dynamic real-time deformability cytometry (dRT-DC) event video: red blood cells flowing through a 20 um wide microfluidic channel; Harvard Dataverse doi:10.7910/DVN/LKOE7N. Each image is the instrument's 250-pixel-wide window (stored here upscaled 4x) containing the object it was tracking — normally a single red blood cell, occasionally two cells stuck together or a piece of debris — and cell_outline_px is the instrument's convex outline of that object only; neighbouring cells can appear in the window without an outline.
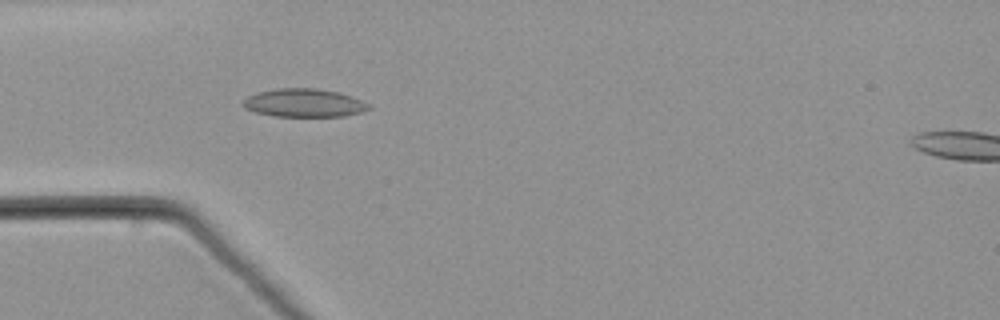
{"species": "common noctule bat (a hibernating species)", "species_latin": "Nyctalus noctula", "temperature_condition": "warm", "stored_images_in_passage": 54, "camera_frame_rate_fps": 3000, "um_per_image_px": 0.085, "animal": {"sex": "male", "body_mass_g": 21.5, "forearm_length_mm": 52.0}, "frame": {"image": 1, "passage_image": 17, "time_ms": 5.333, "image_size_px": [1000, 320], "cell_outline_px": [[372, 108], [360, 112], [344, 116], [272, 116], [256, 112], [244, 108], [240, 104], [248, 96], [256, 92], [276, 88], [316, 88], [340, 92], [352, 96], [372, 104]], "centroid_in_image_um": [25.85, 8.74], "position_along_channel_um": 59.1, "area_um2": 20.98}}
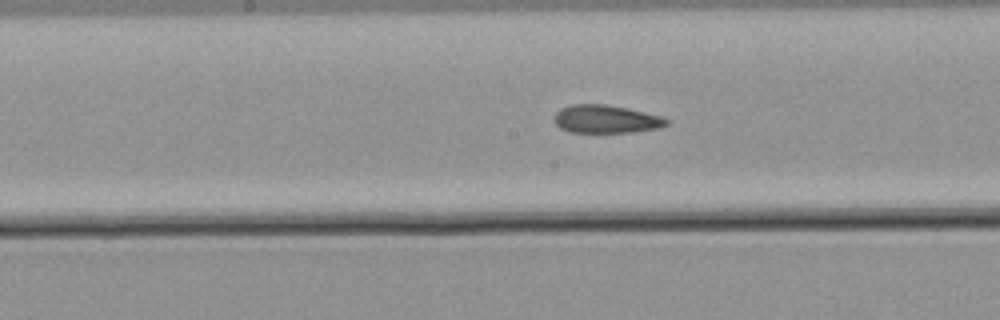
{"frame": {"image": 2, "passage_image": 28, "time_ms": 9.0, "image_size_px": [1000, 320], "cell_outline_px": [[672, 120], [668, 124], [660, 128], [632, 132], [568, 132], [560, 128], [556, 124], [556, 112], [560, 108], [572, 104], [604, 104], [628, 108], [660, 116]], "centroid_in_image_um": [51.54, 10.12], "position_along_channel_um": 196.7, "area_um2": 18.38}}
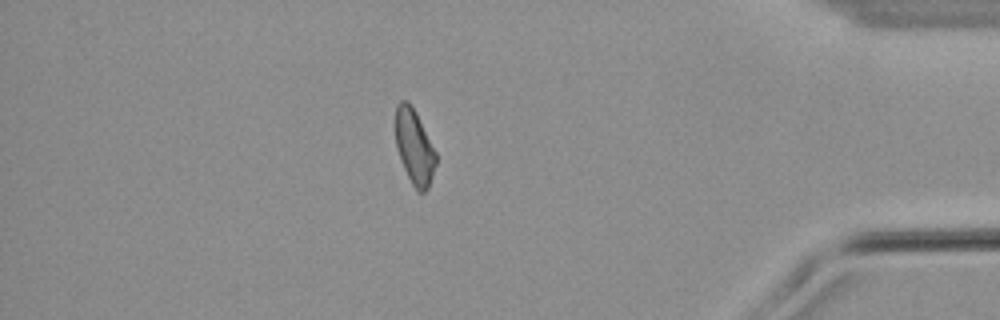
{"frame": {"image": 3, "passage_image": 47, "time_ms": 15.333, "image_size_px": [1000, 320], "cell_outline_px": [[436, 164], [428, 188], [424, 192], [416, 192], [400, 160], [396, 148], [396, 104], [400, 100], [408, 100], [416, 112], [436, 152]], "centroid_in_image_um": [35.21, 12.48], "position_along_channel_um": 400.0, "area_um2": 17.63}}